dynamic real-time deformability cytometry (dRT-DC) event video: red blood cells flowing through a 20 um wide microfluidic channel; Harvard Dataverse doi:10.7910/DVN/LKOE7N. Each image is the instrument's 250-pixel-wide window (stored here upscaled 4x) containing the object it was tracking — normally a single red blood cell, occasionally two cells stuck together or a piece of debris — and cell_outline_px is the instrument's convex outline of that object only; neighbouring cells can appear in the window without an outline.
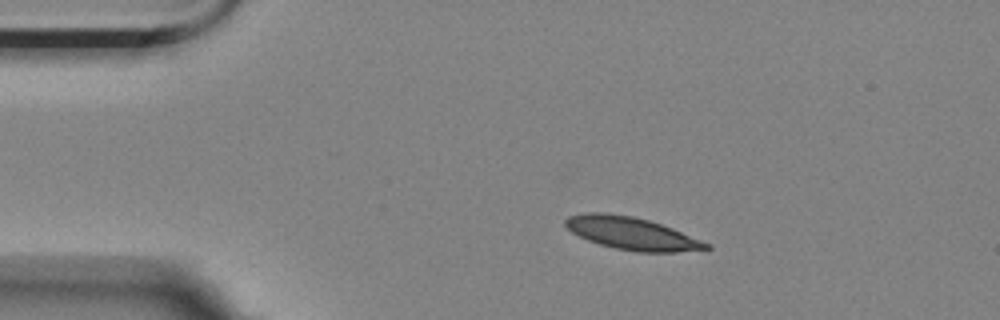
{"species": "Egyptian fruit bat (a non-hibernating species)", "species_latin": "Rousettus aegyptiacus", "temperature_condition": "room temperature", "stored_images_in_passage": 5, "camera_frame_rate_fps": 3000, "um_per_image_px": 0.085, "animal": {"sex": "female"}, "frame": {"image": 1, "passage_image": 2, "time_ms": 0.333, "image_size_px": [1000, 320], "cell_outline_px": [[712, 248], [676, 252], [636, 252], [616, 248], [600, 244], [588, 240], [572, 232], [564, 224], [564, 220], [568, 216], [588, 212], [604, 212], [632, 216], [648, 220], [672, 228], [712, 244]], "centroid_in_image_um": [53.7, 19.84], "position_along_channel_um": 31.3, "area_um2": 26.59}}
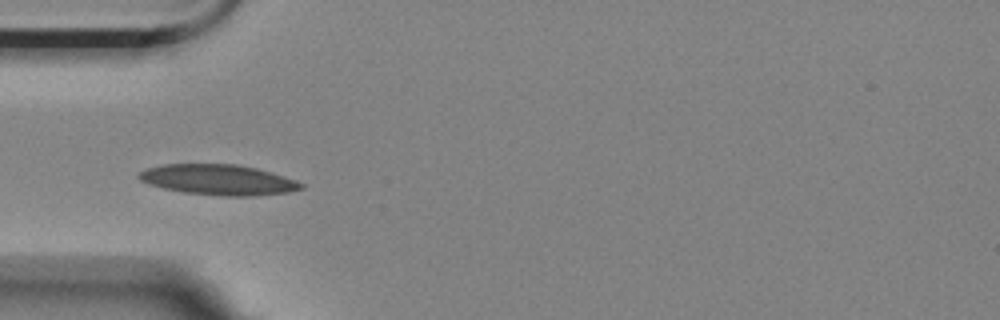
{"frame": {"image": 2, "passage_image": 4, "time_ms": 1.0, "image_size_px": [1000, 320], "cell_outline_px": [[304, 188], [288, 192], [252, 196], [224, 196], [184, 192], [164, 188], [148, 184], [140, 180], [136, 176], [140, 172], [148, 168], [164, 164], [236, 164], [256, 168], [272, 172], [296, 180], [304, 184]], "centroid_in_image_um": [18.57, 15.28], "position_along_channel_um": 66.4, "area_um2": 28.73}}
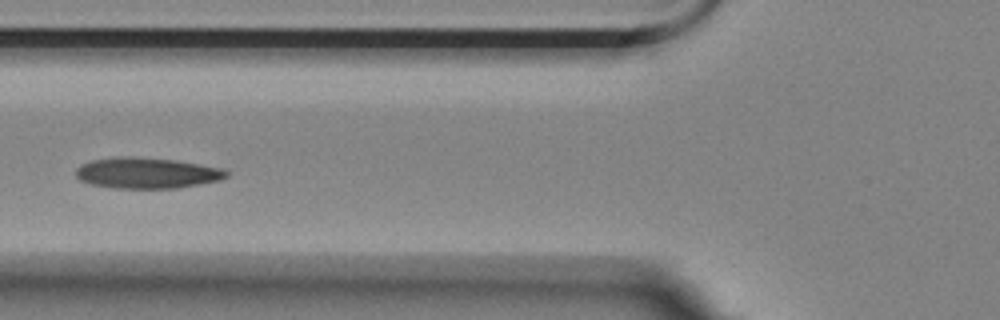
{"frame": {"image": 3, "passage_image": 5, "time_ms": 1.333, "image_size_px": [1000, 320], "cell_outline_px": [[228, 176], [220, 180], [200, 184], [176, 188], [116, 188], [88, 184], [80, 180], [76, 176], [76, 168], [80, 164], [92, 160], [116, 156], [132, 156], [172, 160], [224, 168], [228, 172]], "centroid_in_image_um": [12.45, 14.7], "position_along_channel_um": 113.4, "area_um2": 27.17}}